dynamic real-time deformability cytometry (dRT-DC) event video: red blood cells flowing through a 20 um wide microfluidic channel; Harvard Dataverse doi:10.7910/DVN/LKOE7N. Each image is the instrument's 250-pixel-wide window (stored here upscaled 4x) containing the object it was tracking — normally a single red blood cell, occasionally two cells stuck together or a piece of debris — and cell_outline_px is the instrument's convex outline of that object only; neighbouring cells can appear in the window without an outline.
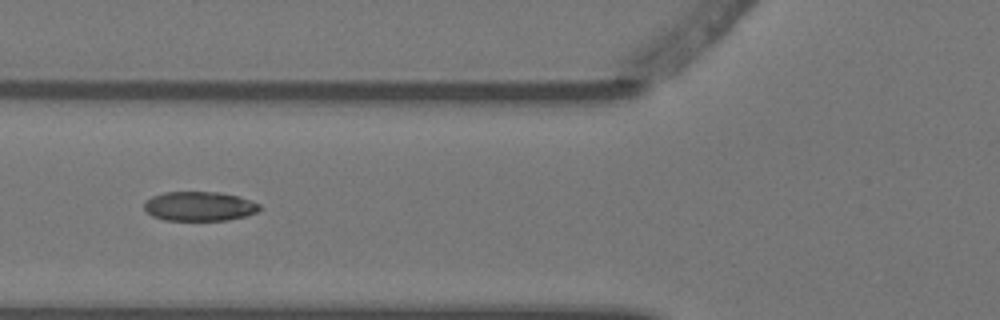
{"species": "Egyptian fruit bat (a non-hibernating species)", "species_latin": "Rousettus aegyptiacus", "temperature_condition": "warm", "stored_images_in_passage": 5, "camera_frame_rate_fps": 3000, "um_per_image_px": 0.085, "animal": {"sex": "female"}, "frame": {"image": 1, "passage_image": 4, "time_ms": 1.0, "image_size_px": [1000, 320], "cell_outline_px": [[260, 208], [256, 212], [244, 216], [228, 220], [164, 220], [152, 216], [144, 208], [144, 204], [152, 196], [164, 192], [220, 192], [240, 196], [260, 204]], "centroid_in_image_um": [16.95, 17.53], "position_along_channel_um": 108.8, "area_um2": 19.71}}
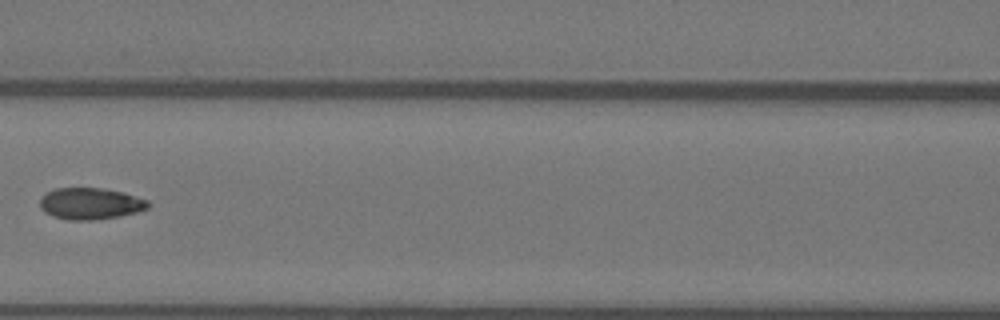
{"frame": {"image": 2, "passage_image": 5, "time_ms": 1.333, "image_size_px": [1000, 320], "cell_outline_px": [[152, 204], [148, 208], [136, 212], [120, 216], [96, 220], [68, 220], [52, 216], [44, 212], [40, 208], [40, 196], [56, 188], [104, 188], [124, 192], [148, 200]], "centroid_in_image_um": [7.69, 17.31], "position_along_channel_um": 158.9, "area_um2": 20.17}}